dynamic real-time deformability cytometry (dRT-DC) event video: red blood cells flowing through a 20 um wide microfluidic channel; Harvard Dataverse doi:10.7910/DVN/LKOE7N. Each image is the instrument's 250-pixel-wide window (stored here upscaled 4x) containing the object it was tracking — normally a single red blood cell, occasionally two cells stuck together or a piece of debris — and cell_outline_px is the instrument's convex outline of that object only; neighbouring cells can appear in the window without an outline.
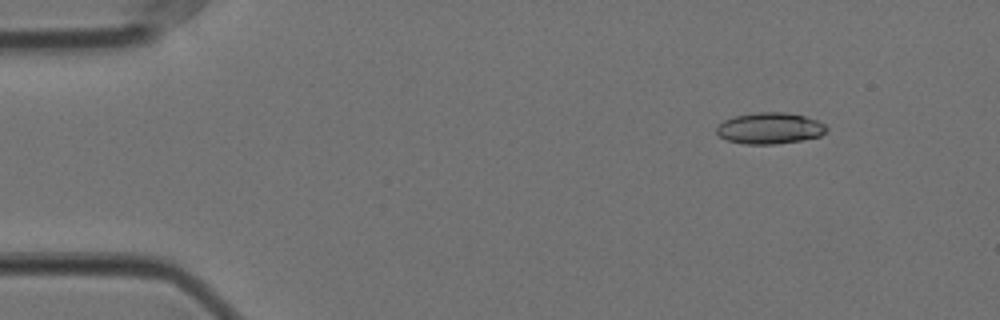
{"species": "Egyptian fruit bat (a non-hibernating species)", "species_latin": "Rousettus aegyptiacus", "temperature_condition": "cold", "stored_images_in_passage": 57, "camera_frame_rate_fps": 3000, "um_per_image_px": 0.085, "animal": {"sex": "female"}, "frame": {"image": 1, "passage_image": 7, "time_ms": 2.0, "image_size_px": [1000, 320], "cell_outline_px": [[828, 132], [820, 136], [804, 140], [776, 144], [744, 144], [728, 140], [720, 136], [716, 132], [716, 124], [724, 120], [736, 116], [756, 112], [788, 112], [804, 116], [816, 120], [824, 124], [828, 128]], "centroid_in_image_um": [65.45, 10.9], "position_along_channel_um": 19.6, "area_um2": 20.23}}
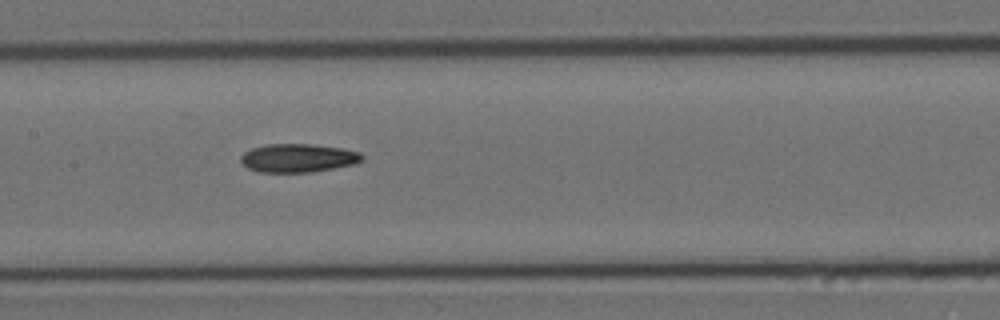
{"frame": {"image": 2, "passage_image": 28, "time_ms": 9.0, "image_size_px": [1000, 320], "cell_outline_px": [[364, 156], [360, 160], [352, 164], [312, 172], [260, 172], [248, 168], [240, 160], [240, 156], [244, 152], [252, 148], [264, 144], [312, 144], [340, 148], [360, 152]], "centroid_in_image_um": [25.29, 13.42], "position_along_channel_um": 182.1, "area_um2": 19.94}}
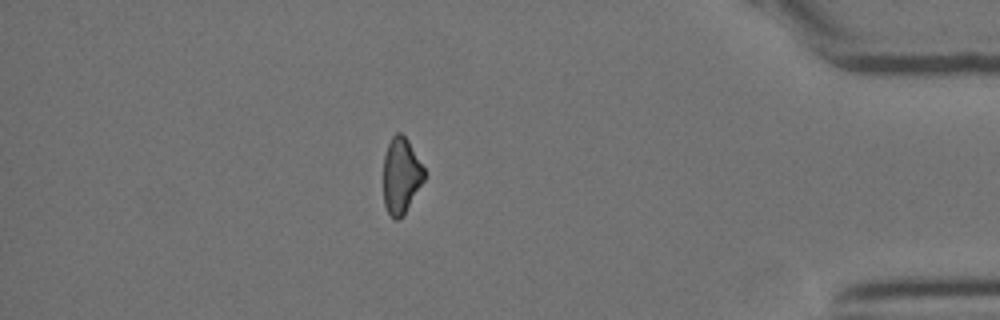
{"frame": {"image": 3, "passage_image": 50, "time_ms": 16.333, "image_size_px": [1000, 320], "cell_outline_px": [[424, 180], [404, 212], [396, 220], [392, 220], [384, 204], [384, 156], [388, 144], [392, 136], [396, 132], [400, 132], [408, 140], [424, 168]], "centroid_in_image_um": [34.07, 14.9], "position_along_channel_um": 401.1, "area_um2": 17.69}, "authors_computed_cell_mechanics": {"area_um2": 19.8254, "velocity_mm_per_s": 3.5435, "shape_relaxation_time_tau1_ms": 7.7157, "shape_relaxation_time_tau2_ms": 9.9712, "deformation_change_tau1": 0.1743, "deformation_change_tau2": 0.1977}}